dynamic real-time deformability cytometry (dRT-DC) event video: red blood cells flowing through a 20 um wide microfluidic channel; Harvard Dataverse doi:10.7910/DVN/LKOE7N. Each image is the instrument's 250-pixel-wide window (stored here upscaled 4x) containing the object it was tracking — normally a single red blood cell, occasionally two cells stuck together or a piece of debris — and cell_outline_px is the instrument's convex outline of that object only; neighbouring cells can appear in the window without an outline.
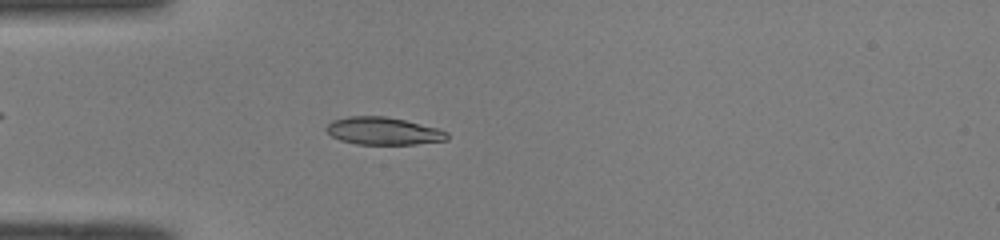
{"species": "common noctule bat (a hibernating species)", "species_latin": "Nyctalus noctula", "temperature_condition": "room temperature", "stored_images_in_passage": 49, "camera_frame_rate_fps": 3000, "um_per_image_px": 0.085, "animal": {"sex": "male", "body_mass_g": 19.0, "forearm_length_mm": 50.8}, "frame": {"image": 1, "passage_image": 14, "time_ms": 4.333, "image_size_px": [1000, 240], "cell_outline_px": [[448, 140], [416, 144], [356, 144], [340, 140], [332, 136], [324, 128], [332, 120], [348, 116], [384, 116], [404, 120], [440, 128], [448, 132]], "centroid_in_image_um": [32.59, 11.13], "position_along_channel_um": 52.4, "area_um2": 19.48}}
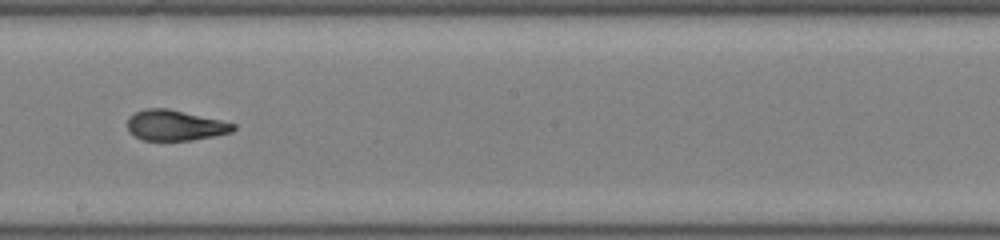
{"frame": {"image": 2, "passage_image": 28, "time_ms": 9.0, "image_size_px": [1000, 240], "cell_outline_px": [[236, 128], [232, 132], [216, 136], [192, 140], [140, 140], [128, 132], [128, 120], [136, 112], [144, 108], [168, 108], [220, 120], [236, 124]], "centroid_in_image_um": [14.88, 10.66], "position_along_channel_um": 233.3, "area_um2": 18.84}}
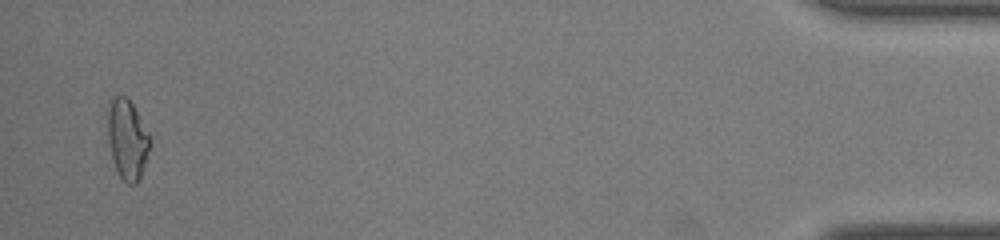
{"frame": {"image": 3, "passage_image": 48, "time_ms": 15.667, "image_size_px": [1000, 240], "cell_outline_px": [[152, 144], [140, 176], [136, 184], [128, 184], [120, 176], [116, 168], [112, 156], [108, 140], [108, 112], [112, 100], [116, 96], [124, 96], [132, 104]], "centroid_in_image_um": [10.82, 11.89], "position_along_channel_um": 424.4, "area_um2": 18.9}, "authors_computed_cell_mechanics": {"area_um2": 19.363, "velocity_mm_per_s": 4.0894, "shape_relaxation_time_tau1_ms": 3.3896, "shape_relaxation_time_tau2_ms": 1.1092, "deformation_change_tau1": 0.1676, "deformation_change_tau2": 0.0678}}